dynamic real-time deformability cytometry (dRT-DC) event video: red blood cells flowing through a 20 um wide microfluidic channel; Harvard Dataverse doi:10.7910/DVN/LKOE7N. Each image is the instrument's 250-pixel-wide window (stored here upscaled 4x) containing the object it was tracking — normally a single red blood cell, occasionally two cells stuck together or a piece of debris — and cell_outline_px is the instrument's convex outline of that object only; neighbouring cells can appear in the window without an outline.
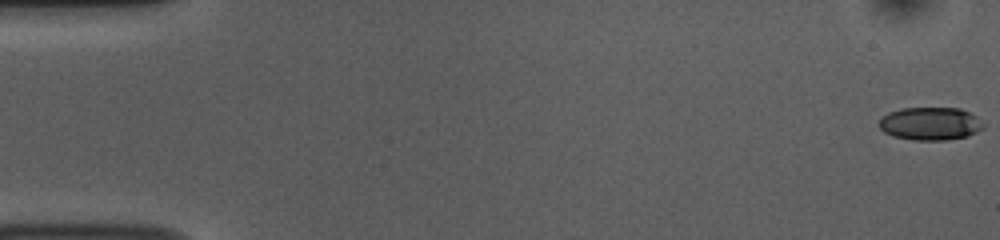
{"species": "common noctule bat (a hibernating species)", "species_latin": "Nyctalus noctula", "temperature_condition": "room temperature", "stored_images_in_passage": 54, "camera_frame_rate_fps": 3000, "um_per_image_px": 0.085, "animal": {"sex": "female", "body_mass_g": 10.0, "forearm_length_mm": 53.1}, "frame": {"image": 1, "passage_image": 1, "time_ms": 0.0, "image_size_px": [1000, 240], "cell_outline_px": [[984, 128], [968, 136], [948, 140], [912, 140], [892, 136], [884, 132], [876, 124], [880, 116], [888, 112], [900, 108], [960, 108], [976, 116], [984, 124]], "centroid_in_image_um": [79.02, 10.51], "position_along_channel_um": 6.0, "area_um2": 20.4}}
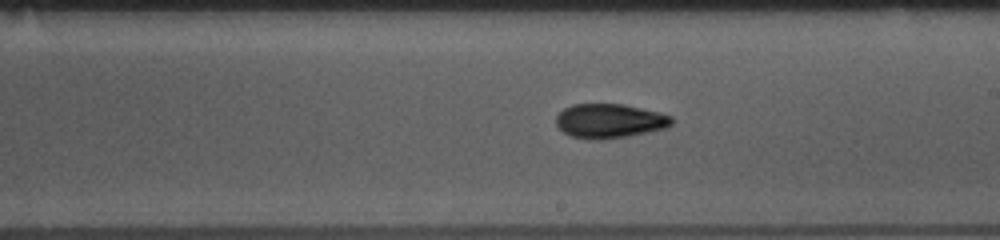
{"frame": {"image": 2, "passage_image": 31, "time_ms": 10.0, "image_size_px": [1000, 240], "cell_outline_px": [[672, 124], [664, 128], [648, 132], [628, 136], [600, 140], [588, 140], [572, 136], [564, 132], [556, 124], [556, 116], [564, 108], [572, 104], [624, 104], [660, 112], [672, 116]], "centroid_in_image_um": [51.81, 10.28], "position_along_channel_um": 237.2, "area_um2": 23.18}}
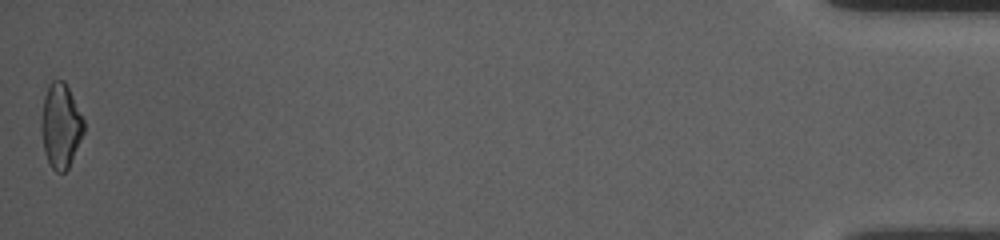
{"frame": {"image": 3, "passage_image": 54, "time_ms": 17.667, "image_size_px": [1000, 240], "cell_outline_px": [[84, 132], [68, 168], [64, 172], [56, 172], [52, 168], [44, 152], [40, 124], [44, 96], [48, 84], [52, 80], [64, 80], [84, 120]], "centroid_in_image_um": [5.14, 10.68], "position_along_channel_um": 430.1, "area_um2": 20.81}, "authors_computed_cell_mechanics": {"area_um2": 21.3571, "velocity_mm_per_s": 3.7495, "shape_relaxation_time_tau1_ms": 9.0403, "shape_relaxation_time_tau2_ms": 3.4126, "deformation_change_tau1": 0.2294, "deformation_change_tau2": 0.098}}